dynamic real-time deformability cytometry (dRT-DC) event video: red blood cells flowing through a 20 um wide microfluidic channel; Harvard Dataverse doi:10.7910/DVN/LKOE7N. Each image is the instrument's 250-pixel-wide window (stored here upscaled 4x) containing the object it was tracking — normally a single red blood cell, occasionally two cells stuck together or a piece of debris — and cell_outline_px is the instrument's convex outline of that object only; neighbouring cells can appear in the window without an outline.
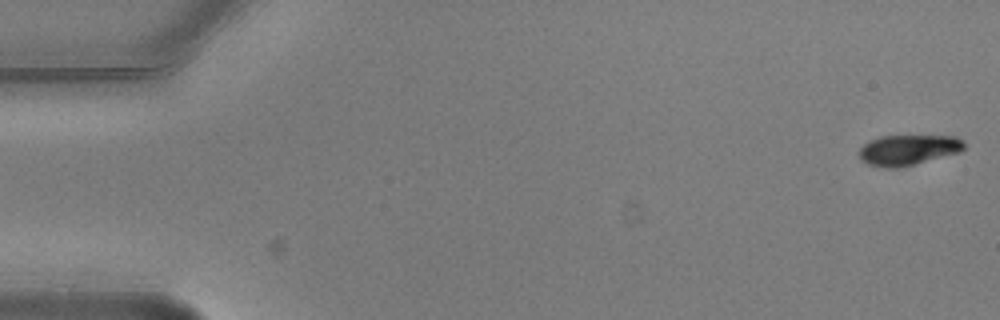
{"species": "common noctule bat (a hibernating species)", "species_latin": "Nyctalus noctula", "temperature_condition": "warm", "stored_images_in_passage": 8, "camera_frame_rate_fps": 3000, "um_per_image_px": 0.085, "animal": {"sex": "male", "body_mass_g": 20.5, "forearm_length_mm": 52.5}, "frame": {"image": 1, "passage_image": 1, "time_ms": 0.0, "image_size_px": [1000, 320], "cell_outline_px": [[964, 148], [960, 152], [896, 168], [888, 168], [868, 164], [860, 160], [860, 148], [864, 144], [880, 136], [956, 136], [964, 140]], "centroid_in_image_um": [77.2, 12.73], "position_along_channel_um": 7.8, "area_um2": 18.32}}
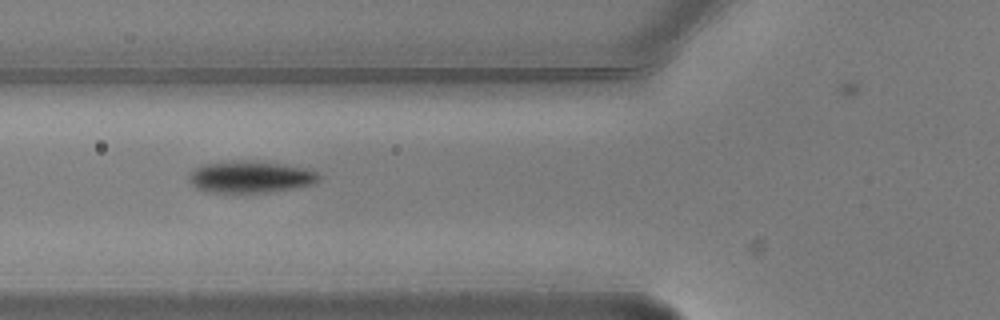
{"frame": {"image": 2, "passage_image": 7, "time_ms": 2.0, "image_size_px": [1000, 320], "cell_outline_px": [[320, 180], [316, 184], [268, 192], [208, 192], [196, 188], [188, 180], [188, 176], [196, 168], [204, 164], [244, 160], [252, 160], [304, 168], [316, 172], [320, 176]], "centroid_in_image_um": [21.29, 15.04], "position_along_channel_um": 104.5, "area_um2": 23.81}}
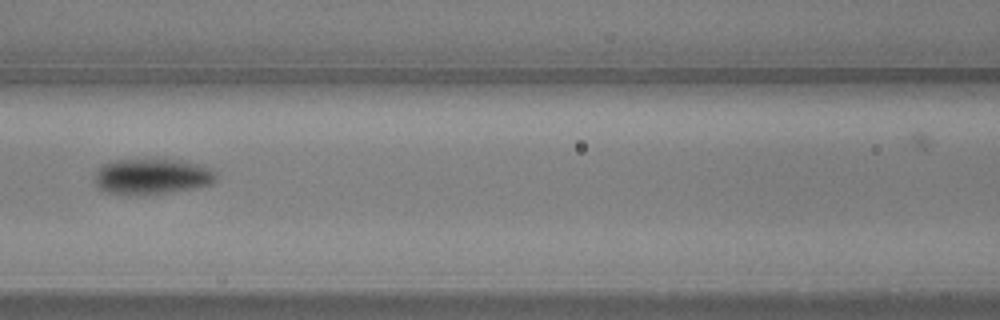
{"frame": {"image": 3, "passage_image": 8, "time_ms": 2.333, "image_size_px": [1000, 320], "cell_outline_px": [[216, 176], [212, 184], [172, 192], [148, 196], [136, 196], [108, 192], [100, 188], [96, 184], [96, 172], [104, 164], [112, 160], [156, 156], [164, 156], [184, 160], [208, 168]], "centroid_in_image_um": [12.9, 14.96], "position_along_channel_um": 153.7, "area_um2": 26.24}}